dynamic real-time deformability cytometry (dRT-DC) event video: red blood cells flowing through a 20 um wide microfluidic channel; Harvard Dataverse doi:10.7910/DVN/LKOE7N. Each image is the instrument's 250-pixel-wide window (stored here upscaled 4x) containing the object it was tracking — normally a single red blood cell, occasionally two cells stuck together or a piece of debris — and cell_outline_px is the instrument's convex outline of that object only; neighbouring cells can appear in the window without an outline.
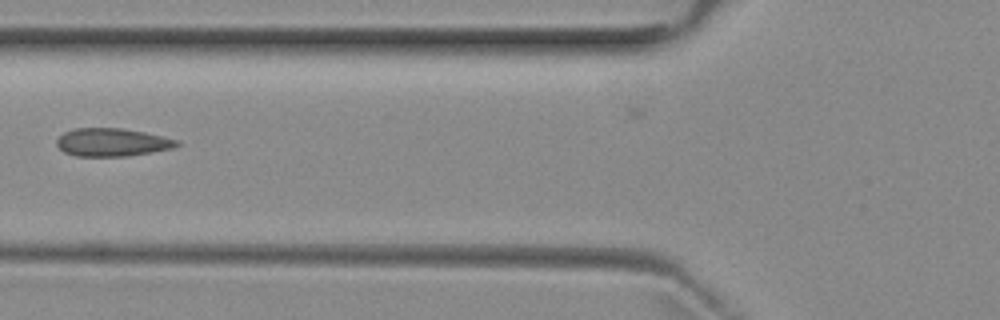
{"species": "common noctule bat (a hibernating species)", "species_latin": "Nyctalus noctula", "temperature_condition": "room temperature", "stored_images_in_passage": 3, "camera_frame_rate_fps": 3000, "um_per_image_px": 0.085, "animal": {"sex": "female", "body_mass_g": 29.2, "forearm_length_mm": 56.3}, "frame": {"image": 1, "passage_image": 3, "time_ms": 3.0, "image_size_px": [1000, 320], "cell_outline_px": [[180, 144], [172, 148], [152, 152], [128, 156], [76, 156], [64, 152], [56, 144], [56, 140], [64, 132], [72, 128], [124, 128], [144, 132], [180, 140]], "centroid_in_image_um": [9.53, 12.09], "position_along_channel_um": 116.3, "area_um2": 19.71}}